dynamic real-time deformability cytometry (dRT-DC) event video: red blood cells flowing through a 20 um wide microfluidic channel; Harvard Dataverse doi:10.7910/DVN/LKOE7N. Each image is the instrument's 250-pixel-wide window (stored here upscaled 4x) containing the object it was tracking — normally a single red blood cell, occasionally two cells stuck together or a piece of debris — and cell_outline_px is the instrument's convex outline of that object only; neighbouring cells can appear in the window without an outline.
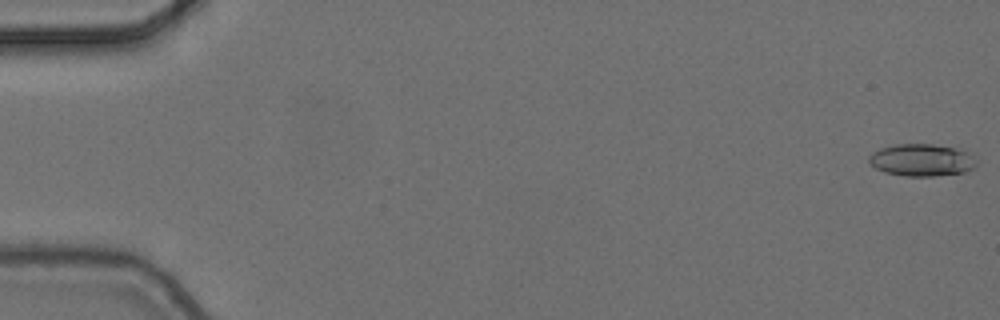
{"species": "common noctule bat (a hibernating species)", "species_latin": "Nyctalus noctula", "temperature_condition": "cold", "stored_images_in_passage": 4, "camera_frame_rate_fps": 3000, "um_per_image_px": 0.085, "animal": {"sex": "female", "body_mass_g": 24.6, "forearm_length_mm": 56.2}, "frame": {"image": 1, "passage_image": 1, "time_ms": 0.0, "image_size_px": [1000, 320], "cell_outline_px": [[976, 168], [964, 172], [932, 176], [904, 176], [884, 172], [876, 168], [868, 160], [868, 156], [872, 152], [880, 148], [892, 144], [932, 144], [952, 148], [964, 152], [976, 160]], "centroid_in_image_um": [78.29, 13.61], "position_along_channel_um": 6.7, "area_um2": 20.0}}